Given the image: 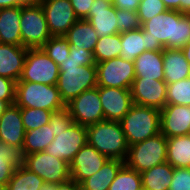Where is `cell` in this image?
Listing matches in <instances>:
<instances>
[{"mask_svg":"<svg viewBox=\"0 0 190 190\" xmlns=\"http://www.w3.org/2000/svg\"><path fill=\"white\" fill-rule=\"evenodd\" d=\"M141 27L153 48L181 49L190 40V17L178 10L155 15Z\"/></svg>","mask_w":190,"mask_h":190,"instance_id":"obj_1","label":"cell"},{"mask_svg":"<svg viewBox=\"0 0 190 190\" xmlns=\"http://www.w3.org/2000/svg\"><path fill=\"white\" fill-rule=\"evenodd\" d=\"M87 143L109 159L125 161L128 144L119 121L103 120L86 127Z\"/></svg>","mask_w":190,"mask_h":190,"instance_id":"obj_2","label":"cell"},{"mask_svg":"<svg viewBox=\"0 0 190 190\" xmlns=\"http://www.w3.org/2000/svg\"><path fill=\"white\" fill-rule=\"evenodd\" d=\"M59 70L56 86L65 104L83 91L97 86L96 65L80 66L69 56L59 65Z\"/></svg>","mask_w":190,"mask_h":190,"instance_id":"obj_3","label":"cell"},{"mask_svg":"<svg viewBox=\"0 0 190 190\" xmlns=\"http://www.w3.org/2000/svg\"><path fill=\"white\" fill-rule=\"evenodd\" d=\"M119 122L130 146L160 133V110L134 104Z\"/></svg>","mask_w":190,"mask_h":190,"instance_id":"obj_4","label":"cell"},{"mask_svg":"<svg viewBox=\"0 0 190 190\" xmlns=\"http://www.w3.org/2000/svg\"><path fill=\"white\" fill-rule=\"evenodd\" d=\"M15 104L20 108H42L52 112L66 108L56 85L29 81L16 82Z\"/></svg>","mask_w":190,"mask_h":190,"instance_id":"obj_5","label":"cell"},{"mask_svg":"<svg viewBox=\"0 0 190 190\" xmlns=\"http://www.w3.org/2000/svg\"><path fill=\"white\" fill-rule=\"evenodd\" d=\"M167 162V138L160 132L128 148L125 164L141 173Z\"/></svg>","mask_w":190,"mask_h":190,"instance_id":"obj_6","label":"cell"},{"mask_svg":"<svg viewBox=\"0 0 190 190\" xmlns=\"http://www.w3.org/2000/svg\"><path fill=\"white\" fill-rule=\"evenodd\" d=\"M20 32L27 48H41L52 37L39 2L21 6Z\"/></svg>","mask_w":190,"mask_h":190,"instance_id":"obj_7","label":"cell"},{"mask_svg":"<svg viewBox=\"0 0 190 190\" xmlns=\"http://www.w3.org/2000/svg\"><path fill=\"white\" fill-rule=\"evenodd\" d=\"M59 72V66L41 48H28L18 81L56 85Z\"/></svg>","mask_w":190,"mask_h":190,"instance_id":"obj_8","label":"cell"},{"mask_svg":"<svg viewBox=\"0 0 190 190\" xmlns=\"http://www.w3.org/2000/svg\"><path fill=\"white\" fill-rule=\"evenodd\" d=\"M24 166L47 183H64L70 179V164L45 151L25 155Z\"/></svg>","mask_w":190,"mask_h":190,"instance_id":"obj_9","label":"cell"},{"mask_svg":"<svg viewBox=\"0 0 190 190\" xmlns=\"http://www.w3.org/2000/svg\"><path fill=\"white\" fill-rule=\"evenodd\" d=\"M97 86L131 89L135 79L134 61L121 57L96 63Z\"/></svg>","mask_w":190,"mask_h":190,"instance_id":"obj_10","label":"cell"},{"mask_svg":"<svg viewBox=\"0 0 190 190\" xmlns=\"http://www.w3.org/2000/svg\"><path fill=\"white\" fill-rule=\"evenodd\" d=\"M74 123L89 126L105 120L99 96V86L83 91L66 104Z\"/></svg>","mask_w":190,"mask_h":190,"instance_id":"obj_11","label":"cell"},{"mask_svg":"<svg viewBox=\"0 0 190 190\" xmlns=\"http://www.w3.org/2000/svg\"><path fill=\"white\" fill-rule=\"evenodd\" d=\"M86 143V126L73 122L65 131L57 133L45 152L70 164L77 152Z\"/></svg>","mask_w":190,"mask_h":190,"instance_id":"obj_12","label":"cell"},{"mask_svg":"<svg viewBox=\"0 0 190 190\" xmlns=\"http://www.w3.org/2000/svg\"><path fill=\"white\" fill-rule=\"evenodd\" d=\"M51 36H65L78 20L70 0H39Z\"/></svg>","mask_w":190,"mask_h":190,"instance_id":"obj_13","label":"cell"},{"mask_svg":"<svg viewBox=\"0 0 190 190\" xmlns=\"http://www.w3.org/2000/svg\"><path fill=\"white\" fill-rule=\"evenodd\" d=\"M167 83L156 79L135 78L131 86L133 103L161 110L166 105Z\"/></svg>","mask_w":190,"mask_h":190,"instance_id":"obj_14","label":"cell"},{"mask_svg":"<svg viewBox=\"0 0 190 190\" xmlns=\"http://www.w3.org/2000/svg\"><path fill=\"white\" fill-rule=\"evenodd\" d=\"M105 120L120 121L134 105L131 89L99 86Z\"/></svg>","mask_w":190,"mask_h":190,"instance_id":"obj_15","label":"cell"},{"mask_svg":"<svg viewBox=\"0 0 190 190\" xmlns=\"http://www.w3.org/2000/svg\"><path fill=\"white\" fill-rule=\"evenodd\" d=\"M160 132L166 138L190 135V105L166 104L160 110Z\"/></svg>","mask_w":190,"mask_h":190,"instance_id":"obj_16","label":"cell"},{"mask_svg":"<svg viewBox=\"0 0 190 190\" xmlns=\"http://www.w3.org/2000/svg\"><path fill=\"white\" fill-rule=\"evenodd\" d=\"M109 158L86 143L70 162V178L77 183L96 174Z\"/></svg>","mask_w":190,"mask_h":190,"instance_id":"obj_17","label":"cell"},{"mask_svg":"<svg viewBox=\"0 0 190 190\" xmlns=\"http://www.w3.org/2000/svg\"><path fill=\"white\" fill-rule=\"evenodd\" d=\"M85 19L93 26L99 38L118 34L116 8L110 1L94 0Z\"/></svg>","mask_w":190,"mask_h":190,"instance_id":"obj_18","label":"cell"},{"mask_svg":"<svg viewBox=\"0 0 190 190\" xmlns=\"http://www.w3.org/2000/svg\"><path fill=\"white\" fill-rule=\"evenodd\" d=\"M25 133L21 108L16 104L9 105L0 116V142L22 148Z\"/></svg>","mask_w":190,"mask_h":190,"instance_id":"obj_19","label":"cell"},{"mask_svg":"<svg viewBox=\"0 0 190 190\" xmlns=\"http://www.w3.org/2000/svg\"><path fill=\"white\" fill-rule=\"evenodd\" d=\"M28 48L0 43V76L18 81L21 77Z\"/></svg>","mask_w":190,"mask_h":190,"instance_id":"obj_20","label":"cell"},{"mask_svg":"<svg viewBox=\"0 0 190 190\" xmlns=\"http://www.w3.org/2000/svg\"><path fill=\"white\" fill-rule=\"evenodd\" d=\"M163 49L152 48L134 60L135 78L164 81Z\"/></svg>","mask_w":190,"mask_h":190,"instance_id":"obj_21","label":"cell"},{"mask_svg":"<svg viewBox=\"0 0 190 190\" xmlns=\"http://www.w3.org/2000/svg\"><path fill=\"white\" fill-rule=\"evenodd\" d=\"M21 6L0 9V43L22 46Z\"/></svg>","mask_w":190,"mask_h":190,"instance_id":"obj_22","label":"cell"},{"mask_svg":"<svg viewBox=\"0 0 190 190\" xmlns=\"http://www.w3.org/2000/svg\"><path fill=\"white\" fill-rule=\"evenodd\" d=\"M164 81L174 83L182 79H187L190 63L184 57L181 49H163Z\"/></svg>","mask_w":190,"mask_h":190,"instance_id":"obj_23","label":"cell"},{"mask_svg":"<svg viewBox=\"0 0 190 190\" xmlns=\"http://www.w3.org/2000/svg\"><path fill=\"white\" fill-rule=\"evenodd\" d=\"M124 164L122 160L108 159L96 174L80 183L81 190H108Z\"/></svg>","mask_w":190,"mask_h":190,"instance_id":"obj_24","label":"cell"},{"mask_svg":"<svg viewBox=\"0 0 190 190\" xmlns=\"http://www.w3.org/2000/svg\"><path fill=\"white\" fill-rule=\"evenodd\" d=\"M121 53L124 60L134 61L141 53L151 50L148 37L143 33V28L121 33Z\"/></svg>","mask_w":190,"mask_h":190,"instance_id":"obj_25","label":"cell"},{"mask_svg":"<svg viewBox=\"0 0 190 190\" xmlns=\"http://www.w3.org/2000/svg\"><path fill=\"white\" fill-rule=\"evenodd\" d=\"M70 46L89 50L93 53L99 39L93 26L86 19H78L64 36Z\"/></svg>","mask_w":190,"mask_h":190,"instance_id":"obj_26","label":"cell"},{"mask_svg":"<svg viewBox=\"0 0 190 190\" xmlns=\"http://www.w3.org/2000/svg\"><path fill=\"white\" fill-rule=\"evenodd\" d=\"M22 148L0 142V185H7L15 168L24 165Z\"/></svg>","mask_w":190,"mask_h":190,"instance_id":"obj_27","label":"cell"},{"mask_svg":"<svg viewBox=\"0 0 190 190\" xmlns=\"http://www.w3.org/2000/svg\"><path fill=\"white\" fill-rule=\"evenodd\" d=\"M174 167L168 162L141 172L143 190H168L173 179Z\"/></svg>","mask_w":190,"mask_h":190,"instance_id":"obj_28","label":"cell"},{"mask_svg":"<svg viewBox=\"0 0 190 190\" xmlns=\"http://www.w3.org/2000/svg\"><path fill=\"white\" fill-rule=\"evenodd\" d=\"M167 162L174 168H190V135L167 138Z\"/></svg>","mask_w":190,"mask_h":190,"instance_id":"obj_29","label":"cell"},{"mask_svg":"<svg viewBox=\"0 0 190 190\" xmlns=\"http://www.w3.org/2000/svg\"><path fill=\"white\" fill-rule=\"evenodd\" d=\"M54 138L55 136L49 123L43 125L41 128L26 131L22 146L24 156L45 151L53 142Z\"/></svg>","mask_w":190,"mask_h":190,"instance_id":"obj_30","label":"cell"},{"mask_svg":"<svg viewBox=\"0 0 190 190\" xmlns=\"http://www.w3.org/2000/svg\"><path fill=\"white\" fill-rule=\"evenodd\" d=\"M121 33L109 36H102L98 39L94 51L93 58L95 63L117 58L121 53Z\"/></svg>","mask_w":190,"mask_h":190,"instance_id":"obj_31","label":"cell"},{"mask_svg":"<svg viewBox=\"0 0 190 190\" xmlns=\"http://www.w3.org/2000/svg\"><path fill=\"white\" fill-rule=\"evenodd\" d=\"M44 183L42 178L23 165L15 168L6 186L7 190H40Z\"/></svg>","mask_w":190,"mask_h":190,"instance_id":"obj_32","label":"cell"},{"mask_svg":"<svg viewBox=\"0 0 190 190\" xmlns=\"http://www.w3.org/2000/svg\"><path fill=\"white\" fill-rule=\"evenodd\" d=\"M108 190H143L141 174L124 164Z\"/></svg>","mask_w":190,"mask_h":190,"instance_id":"obj_33","label":"cell"},{"mask_svg":"<svg viewBox=\"0 0 190 190\" xmlns=\"http://www.w3.org/2000/svg\"><path fill=\"white\" fill-rule=\"evenodd\" d=\"M41 49L58 66L70 55V44L64 36H52Z\"/></svg>","mask_w":190,"mask_h":190,"instance_id":"obj_34","label":"cell"},{"mask_svg":"<svg viewBox=\"0 0 190 190\" xmlns=\"http://www.w3.org/2000/svg\"><path fill=\"white\" fill-rule=\"evenodd\" d=\"M166 104L190 105V79L167 84Z\"/></svg>","mask_w":190,"mask_h":190,"instance_id":"obj_35","label":"cell"},{"mask_svg":"<svg viewBox=\"0 0 190 190\" xmlns=\"http://www.w3.org/2000/svg\"><path fill=\"white\" fill-rule=\"evenodd\" d=\"M52 113V111L42 108H21V116L25 130L31 131L48 124Z\"/></svg>","mask_w":190,"mask_h":190,"instance_id":"obj_36","label":"cell"},{"mask_svg":"<svg viewBox=\"0 0 190 190\" xmlns=\"http://www.w3.org/2000/svg\"><path fill=\"white\" fill-rule=\"evenodd\" d=\"M167 10L168 9L162 0H141L137 15L142 25L145 21Z\"/></svg>","mask_w":190,"mask_h":190,"instance_id":"obj_37","label":"cell"},{"mask_svg":"<svg viewBox=\"0 0 190 190\" xmlns=\"http://www.w3.org/2000/svg\"><path fill=\"white\" fill-rule=\"evenodd\" d=\"M116 17H117L118 33L137 30L141 28L139 17L137 15V12L135 11L128 12L126 10L116 9Z\"/></svg>","mask_w":190,"mask_h":190,"instance_id":"obj_38","label":"cell"},{"mask_svg":"<svg viewBox=\"0 0 190 190\" xmlns=\"http://www.w3.org/2000/svg\"><path fill=\"white\" fill-rule=\"evenodd\" d=\"M72 123L73 118L70 116L67 108L53 112L49 120L50 127H52L55 137L57 136V133L65 131Z\"/></svg>","mask_w":190,"mask_h":190,"instance_id":"obj_39","label":"cell"},{"mask_svg":"<svg viewBox=\"0 0 190 190\" xmlns=\"http://www.w3.org/2000/svg\"><path fill=\"white\" fill-rule=\"evenodd\" d=\"M168 190H190V168H174L173 179Z\"/></svg>","mask_w":190,"mask_h":190,"instance_id":"obj_40","label":"cell"},{"mask_svg":"<svg viewBox=\"0 0 190 190\" xmlns=\"http://www.w3.org/2000/svg\"><path fill=\"white\" fill-rule=\"evenodd\" d=\"M0 99L6 101L9 105L15 104L16 81L0 76Z\"/></svg>","mask_w":190,"mask_h":190,"instance_id":"obj_41","label":"cell"},{"mask_svg":"<svg viewBox=\"0 0 190 190\" xmlns=\"http://www.w3.org/2000/svg\"><path fill=\"white\" fill-rule=\"evenodd\" d=\"M72 59L80 63V66L96 65L93 53L89 50L78 48V46H70V55Z\"/></svg>","mask_w":190,"mask_h":190,"instance_id":"obj_42","label":"cell"},{"mask_svg":"<svg viewBox=\"0 0 190 190\" xmlns=\"http://www.w3.org/2000/svg\"><path fill=\"white\" fill-rule=\"evenodd\" d=\"M93 2L94 0H70L78 19H85L89 15L91 4Z\"/></svg>","mask_w":190,"mask_h":190,"instance_id":"obj_43","label":"cell"},{"mask_svg":"<svg viewBox=\"0 0 190 190\" xmlns=\"http://www.w3.org/2000/svg\"><path fill=\"white\" fill-rule=\"evenodd\" d=\"M141 0H114L112 5L117 10L135 11L137 12Z\"/></svg>","mask_w":190,"mask_h":190,"instance_id":"obj_44","label":"cell"},{"mask_svg":"<svg viewBox=\"0 0 190 190\" xmlns=\"http://www.w3.org/2000/svg\"><path fill=\"white\" fill-rule=\"evenodd\" d=\"M56 190H81V186L75 180L70 178L64 183L56 184Z\"/></svg>","mask_w":190,"mask_h":190,"instance_id":"obj_45","label":"cell"},{"mask_svg":"<svg viewBox=\"0 0 190 190\" xmlns=\"http://www.w3.org/2000/svg\"><path fill=\"white\" fill-rule=\"evenodd\" d=\"M23 5H25V3L22 0H0V9Z\"/></svg>","mask_w":190,"mask_h":190,"instance_id":"obj_46","label":"cell"},{"mask_svg":"<svg viewBox=\"0 0 190 190\" xmlns=\"http://www.w3.org/2000/svg\"><path fill=\"white\" fill-rule=\"evenodd\" d=\"M168 10H178L181 12V0H162Z\"/></svg>","mask_w":190,"mask_h":190,"instance_id":"obj_47","label":"cell"},{"mask_svg":"<svg viewBox=\"0 0 190 190\" xmlns=\"http://www.w3.org/2000/svg\"><path fill=\"white\" fill-rule=\"evenodd\" d=\"M190 12V0H181V13L188 14Z\"/></svg>","mask_w":190,"mask_h":190,"instance_id":"obj_48","label":"cell"},{"mask_svg":"<svg viewBox=\"0 0 190 190\" xmlns=\"http://www.w3.org/2000/svg\"><path fill=\"white\" fill-rule=\"evenodd\" d=\"M181 51L183 52L184 57L190 63V40L185 44L183 48H181Z\"/></svg>","mask_w":190,"mask_h":190,"instance_id":"obj_49","label":"cell"},{"mask_svg":"<svg viewBox=\"0 0 190 190\" xmlns=\"http://www.w3.org/2000/svg\"><path fill=\"white\" fill-rule=\"evenodd\" d=\"M40 190H56V184L45 182V183L41 186Z\"/></svg>","mask_w":190,"mask_h":190,"instance_id":"obj_50","label":"cell"},{"mask_svg":"<svg viewBox=\"0 0 190 190\" xmlns=\"http://www.w3.org/2000/svg\"><path fill=\"white\" fill-rule=\"evenodd\" d=\"M9 104L0 99V116L5 112V110L8 108Z\"/></svg>","mask_w":190,"mask_h":190,"instance_id":"obj_51","label":"cell"},{"mask_svg":"<svg viewBox=\"0 0 190 190\" xmlns=\"http://www.w3.org/2000/svg\"><path fill=\"white\" fill-rule=\"evenodd\" d=\"M25 4H34L37 3L39 0H22Z\"/></svg>","mask_w":190,"mask_h":190,"instance_id":"obj_52","label":"cell"},{"mask_svg":"<svg viewBox=\"0 0 190 190\" xmlns=\"http://www.w3.org/2000/svg\"><path fill=\"white\" fill-rule=\"evenodd\" d=\"M0 190H7V186L6 185H0Z\"/></svg>","mask_w":190,"mask_h":190,"instance_id":"obj_53","label":"cell"}]
</instances>
